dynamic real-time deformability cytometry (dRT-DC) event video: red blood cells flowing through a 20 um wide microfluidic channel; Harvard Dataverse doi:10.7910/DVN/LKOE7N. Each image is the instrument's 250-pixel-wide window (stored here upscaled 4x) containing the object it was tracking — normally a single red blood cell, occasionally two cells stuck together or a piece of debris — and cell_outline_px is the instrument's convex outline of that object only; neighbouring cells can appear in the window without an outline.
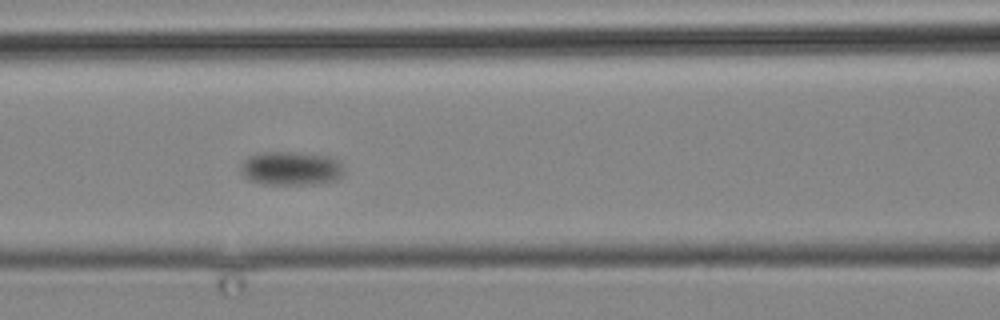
{"species": "common noctule bat (a hibernating species)", "species_latin": "Nyctalus noctula", "temperature_condition": "cold", "stored_images_in_passage": 16, "camera_frame_rate_fps": 3000, "um_per_image_px": 0.085, "animal": {"sex": "male", "body_mass_g": 19.2, "forearm_length_mm": 51.8}, "frame": {"image": 1, "passage_image": 4, "time_ms": 4.0, "image_size_px": [1000, 320], "cell_outline_px": [[344, 168], [340, 176], [336, 180], [312, 184], [264, 184], [248, 180], [240, 172], [240, 164], [248, 156], [264, 152], [300, 152], [332, 156], [340, 160]], "centroid_in_image_um": [24.73, 14.3], "position_along_channel_um": 141.9, "area_um2": 20.63}}
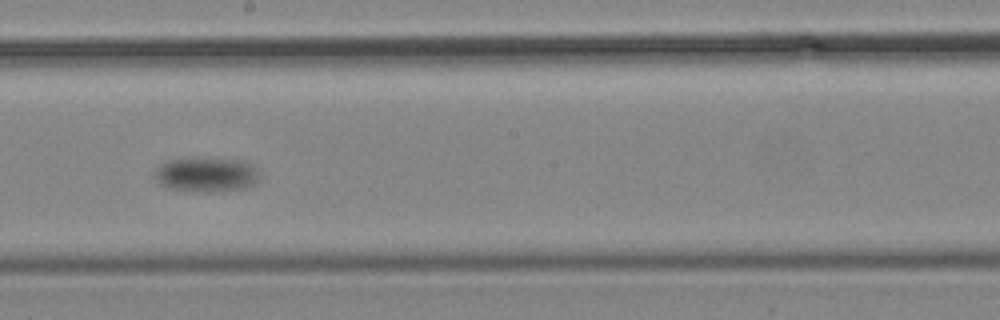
{"frame": {"image": 2, "passage_image": 7, "time_ms": 7.667, "image_size_px": [1000, 320], "cell_outline_px": [[256, 184], [248, 188], [208, 192], [168, 188], [160, 184], [156, 176], [156, 168], [160, 164], [168, 160], [236, 160], [248, 164], [256, 172]], "centroid_in_image_um": [17.5, 14.89], "position_along_channel_um": 230.7, "area_um2": 20.0}}
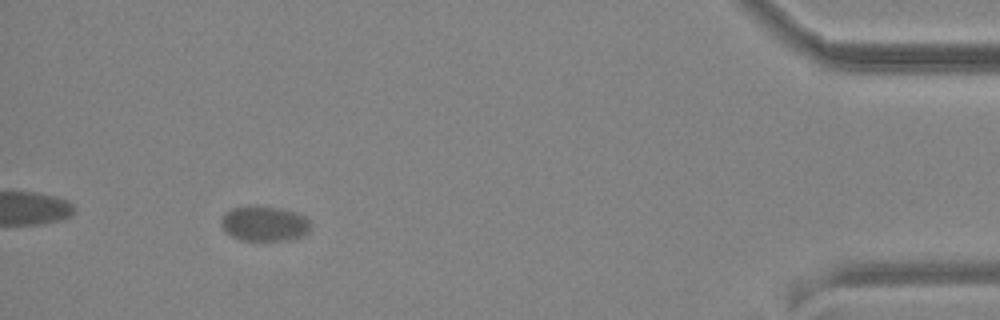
{"frame": {"image": 3, "passage_image": 15, "time_ms": 17.667, "image_size_px": [1000, 320], "cell_outline_px": [[312, 224], [308, 232], [292, 240], [240, 240], [224, 232], [220, 224], [220, 220], [224, 212], [232, 208], [248, 204], [280, 208], [296, 212], [304, 216]], "centroid_in_image_um": [22.42, 18.99], "position_along_channel_um": 412.8, "area_um2": 18.73}}